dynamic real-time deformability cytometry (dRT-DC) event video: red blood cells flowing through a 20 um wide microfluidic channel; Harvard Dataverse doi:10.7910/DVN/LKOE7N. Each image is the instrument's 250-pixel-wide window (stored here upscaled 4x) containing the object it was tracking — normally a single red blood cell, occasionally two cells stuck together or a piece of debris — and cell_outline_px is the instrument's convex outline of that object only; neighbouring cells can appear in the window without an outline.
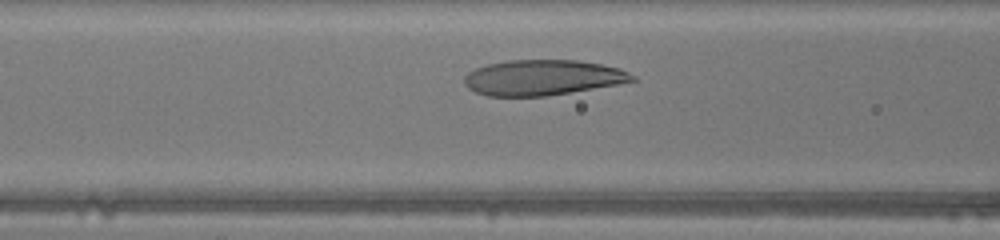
{"species": "human", "species_latin": "Homo sapiens", "temperature_condition": "warm", "stored_images_in_passage": 27, "camera_frame_rate_fps": 3000, "um_per_image_px": 0.085, "donor": {"sex": "male"}, "frame": {"image": 1, "passage_image": 8, "time_ms": 2.333, "image_size_px": [1000, 240], "cell_outline_px": [[640, 80], [620, 84], [548, 96], [488, 96], [476, 92], [468, 88], [464, 84], [464, 76], [468, 72], [476, 68], [488, 64], [508, 60], [576, 60], [600, 64], [620, 68], [636, 76]], "centroid_in_image_um": [46.16, 6.6], "position_along_channel_um": 120.4, "area_um2": 34.91}}
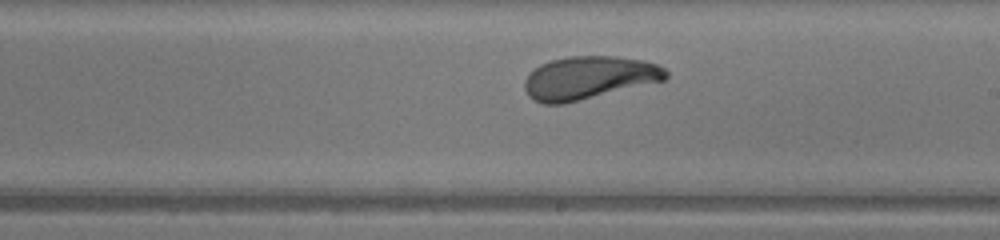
{"frame": {"image": 2, "passage_image": 16, "time_ms": 5.0, "image_size_px": [1000, 240], "cell_outline_px": [[668, 76], [664, 80], [564, 104], [544, 104], [532, 100], [528, 96], [524, 88], [524, 80], [528, 72], [540, 64], [552, 60], [568, 56], [616, 56], [644, 60], [656, 64], [664, 68], [668, 72]], "centroid_in_image_um": [50.0, 6.61], "position_along_channel_um": 239.0, "area_um2": 35.55}}
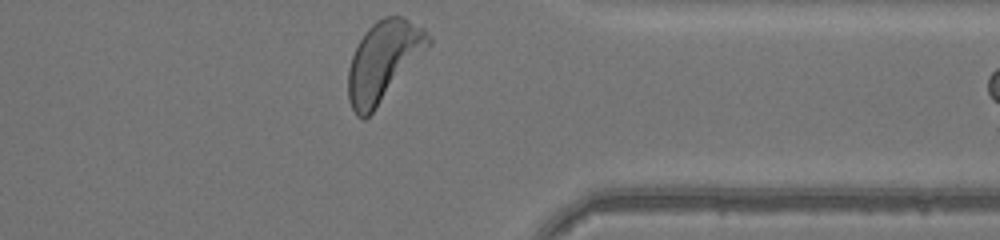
{"frame": {"image": 3, "passage_image": 26, "time_ms": 8.333, "image_size_px": [1000, 240], "cell_outline_px": [[432, 44], [376, 108], [364, 120], [356, 116], [348, 100], [348, 68], [352, 56], [364, 32], [376, 20], [384, 16], [404, 16], [424, 28], [432, 36]], "centroid_in_image_um": [32.61, 5.17], "position_along_channel_um": 378.8, "area_um2": 37.45}}